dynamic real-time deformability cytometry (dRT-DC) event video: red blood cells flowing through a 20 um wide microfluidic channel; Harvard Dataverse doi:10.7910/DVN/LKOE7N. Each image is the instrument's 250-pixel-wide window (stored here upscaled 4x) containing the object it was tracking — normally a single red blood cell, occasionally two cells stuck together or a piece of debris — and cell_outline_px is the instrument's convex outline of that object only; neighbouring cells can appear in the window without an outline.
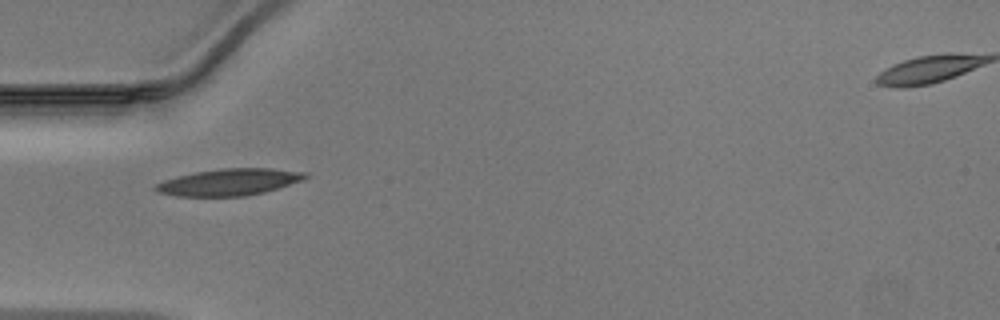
{"species": "Egyptian fruit bat (a non-hibernating species)", "species_latin": "Rousettus aegyptiacus", "temperature_condition": "warm", "stored_images_in_passage": 34, "camera_frame_rate_fps": 3000, "um_per_image_px": 0.085, "animal": {"sex": "male"}, "frame": {"image": 1, "passage_image": 1, "time_ms": 0.0, "image_size_px": [1000, 320], "cell_outline_px": [[308, 176], [304, 180], [264, 192], [244, 196], [176, 196], [156, 192], [152, 188], [156, 184], [164, 180], [176, 176], [196, 172], [220, 168], [272, 168], [308, 172]], "centroid_in_image_um": [19.48, 15.47], "position_along_channel_um": 65.5, "area_um2": 23.47}}
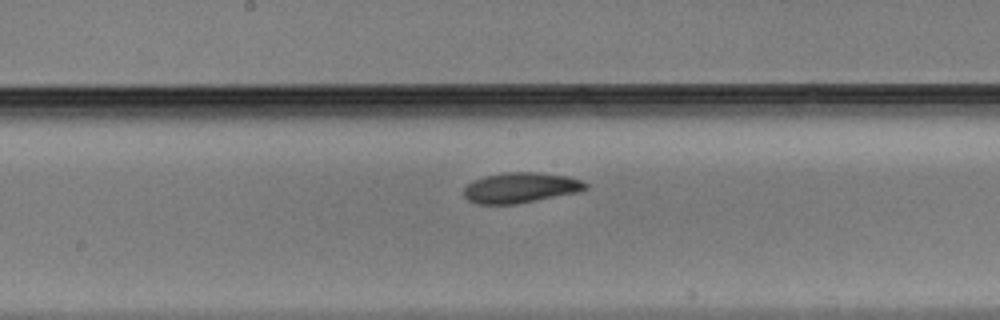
{"frame": {"image": 2, "passage_image": 11, "time_ms": 3.333, "image_size_px": [1000, 320], "cell_outline_px": [[588, 188], [580, 192], [516, 204], [476, 204], [468, 200], [464, 196], [464, 188], [468, 184], [476, 180], [488, 176], [504, 172], [540, 172], [568, 176], [580, 180], [588, 184]], "centroid_in_image_um": [44.29, 15.96], "position_along_channel_um": 203.9, "area_um2": 21.56}}
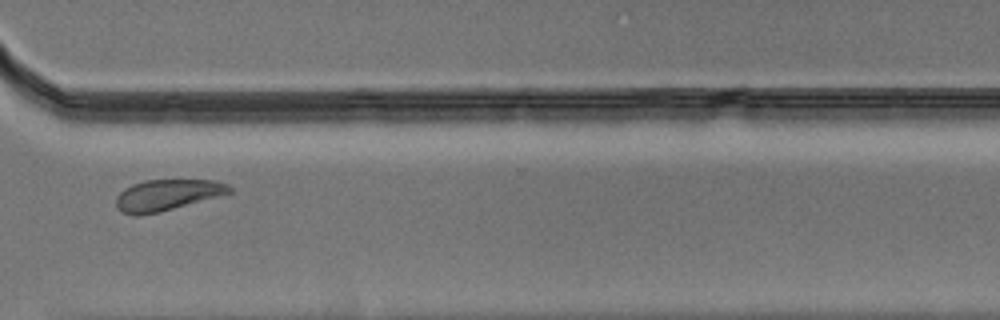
{"frame": {"image": 3, "passage_image": 22, "time_ms": 7.0, "image_size_px": [1000, 320], "cell_outline_px": [[232, 192], [224, 196], [160, 212], [136, 216], [132, 216], [120, 212], [116, 208], [116, 196], [124, 188], [132, 184], [144, 180], [212, 180], [228, 184], [232, 188]], "centroid_in_image_um": [14.21, 16.59], "position_along_channel_um": 356.4, "area_um2": 21.04}}